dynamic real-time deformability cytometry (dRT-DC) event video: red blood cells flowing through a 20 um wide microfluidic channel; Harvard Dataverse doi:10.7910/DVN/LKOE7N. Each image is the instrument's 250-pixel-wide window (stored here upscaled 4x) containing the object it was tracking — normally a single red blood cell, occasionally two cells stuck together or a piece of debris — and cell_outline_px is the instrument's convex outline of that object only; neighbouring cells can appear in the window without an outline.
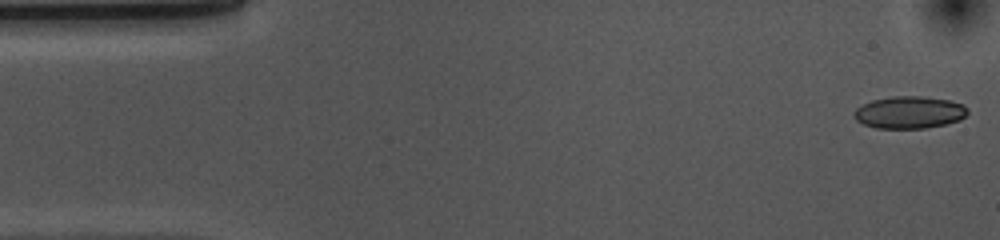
{"species": "common noctule bat (a hibernating species)", "species_latin": "Nyctalus noctula", "temperature_condition": "cold", "stored_images_in_passage": 53, "camera_frame_rate_fps": 3000, "um_per_image_px": 0.085, "animal": {"sex": "female", "body_mass_g": 10.0, "forearm_length_mm": 53.1}, "frame": {"image": 1, "passage_image": 1, "time_ms": 0.0, "image_size_px": [1000, 240], "cell_outline_px": [[968, 112], [960, 120], [944, 124], [924, 128], [876, 128], [864, 124], [856, 120], [852, 116], [852, 112], [856, 108], [872, 100], [892, 96], [920, 96], [948, 100], [964, 104], [968, 108]], "centroid_in_image_um": [77.27, 9.55], "position_along_channel_um": 7.7, "area_um2": 21.33}}
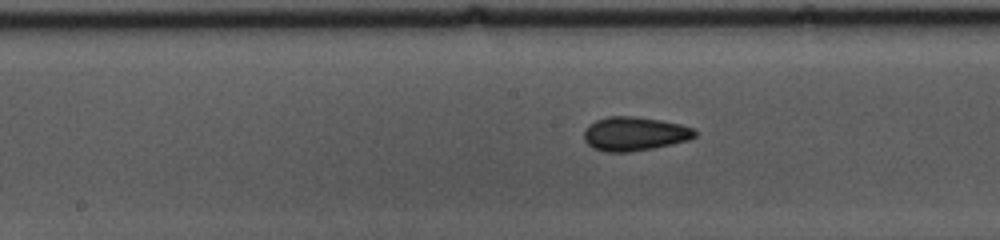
{"frame": {"image": 2, "passage_image": 25, "time_ms": 8.0, "image_size_px": [1000, 240], "cell_outline_px": [[696, 136], [688, 140], [672, 144], [652, 148], [628, 152], [604, 152], [592, 148], [584, 140], [584, 132], [588, 124], [596, 120], [608, 116], [636, 116], [660, 120], [680, 124], [696, 128]], "centroid_in_image_um": [53.93, 11.37], "position_along_channel_um": 194.3, "area_um2": 22.08}}
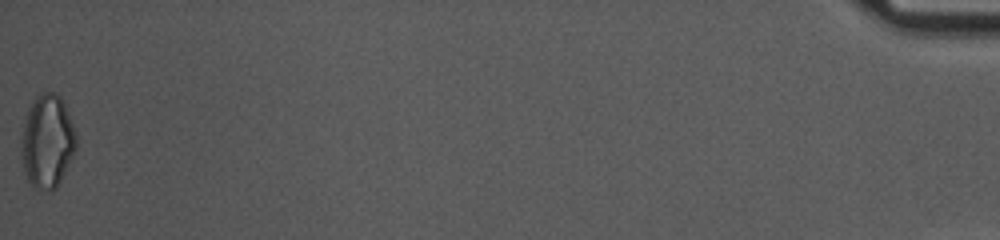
{"frame": {"image": 3, "passage_image": 53, "time_ms": 17.333, "image_size_px": [1000, 240], "cell_outline_px": [[76, 148], [56, 188], [48, 192], [32, 188], [24, 172], [20, 156], [20, 144], [24, 124], [28, 108], [32, 100], [36, 96], [44, 92], [56, 92], [60, 96], [64, 104], [72, 124], [76, 136]], "centroid_in_image_um": [3.98, 12.04], "position_along_channel_um": 431.2, "area_um2": 29.94}, "authors_computed_cell_mechanics": {"area_um2": 21.3282, "velocity_mm_per_s": 3.6846, "shape_relaxation_time_tau1_ms": 6.485, "shape_relaxation_time_tau2_ms": 2.1246, "deformation_change_tau1": 0.1086, "deformation_change_tau2": 0.0785}}